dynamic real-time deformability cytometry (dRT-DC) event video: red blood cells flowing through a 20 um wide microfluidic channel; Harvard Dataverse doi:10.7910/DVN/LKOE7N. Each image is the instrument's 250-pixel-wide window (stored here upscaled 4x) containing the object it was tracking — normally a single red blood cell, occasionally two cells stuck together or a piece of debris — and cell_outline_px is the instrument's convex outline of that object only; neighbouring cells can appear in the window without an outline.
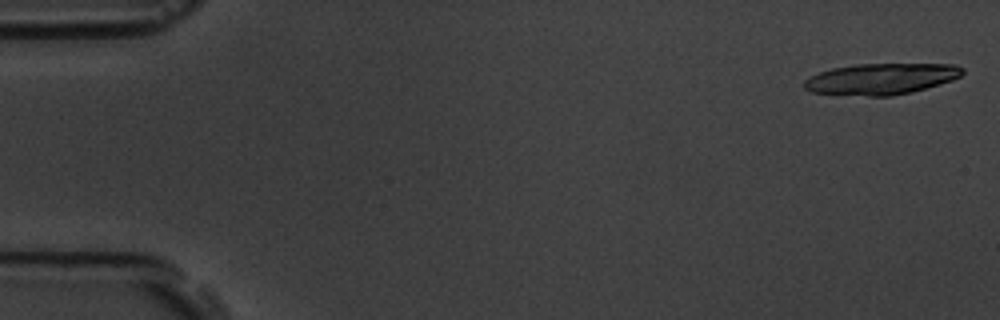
{"species": "common noctule bat (a hibernating species)", "species_latin": "Nyctalus noctula", "temperature_condition": "room temperature", "stored_images_in_passage": 9, "camera_frame_rate_fps": 3000, "um_per_image_px": 0.085, "animal": {"sex": "male", "body_mass_g": 19.5, "forearm_length_mm": 54.6}, "frame": {"image": 1, "passage_image": 1, "time_ms": 0.0, "image_size_px": [1000, 320], "cell_outline_px": [[964, 72], [960, 76], [952, 80], [912, 92], [892, 96], [868, 96], [812, 92], [804, 88], [804, 80], [808, 76], [832, 68], [856, 64], [956, 64], [964, 68]], "centroid_in_image_um": [74.9, 6.7], "position_along_channel_um": 10.1, "area_um2": 28.73}}
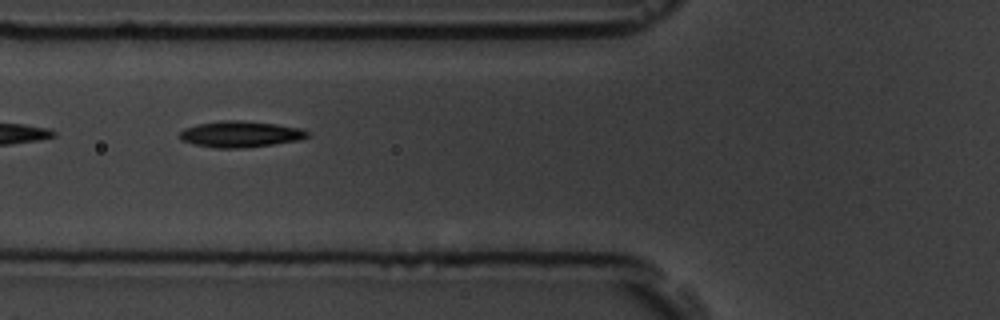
{"frame": {"image": 2, "passage_image": 6, "time_ms": 6.667, "image_size_px": [1000, 320], "cell_outline_px": [[308, 136], [300, 140], [244, 148], [216, 148], [196, 144], [180, 140], [180, 132], [184, 128], [196, 124], [220, 120], [240, 120], [276, 124], [300, 128], [308, 132]], "centroid_in_image_um": [20.41, 11.39], "position_along_channel_um": 105.4, "area_um2": 19.42}}
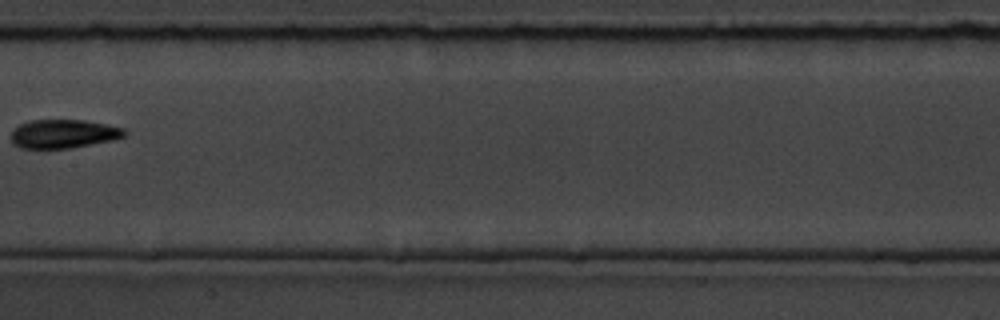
{"frame": {"image": 3, "passage_image": 8, "time_ms": 9.333, "image_size_px": [1000, 320], "cell_outline_px": [[128, 132], [124, 136], [112, 140], [68, 148], [20, 148], [12, 144], [12, 128], [28, 120], [84, 120], [108, 124], [124, 128]], "centroid_in_image_um": [5.38, 11.36], "position_along_channel_um": 202.0, "area_um2": 19.02}}